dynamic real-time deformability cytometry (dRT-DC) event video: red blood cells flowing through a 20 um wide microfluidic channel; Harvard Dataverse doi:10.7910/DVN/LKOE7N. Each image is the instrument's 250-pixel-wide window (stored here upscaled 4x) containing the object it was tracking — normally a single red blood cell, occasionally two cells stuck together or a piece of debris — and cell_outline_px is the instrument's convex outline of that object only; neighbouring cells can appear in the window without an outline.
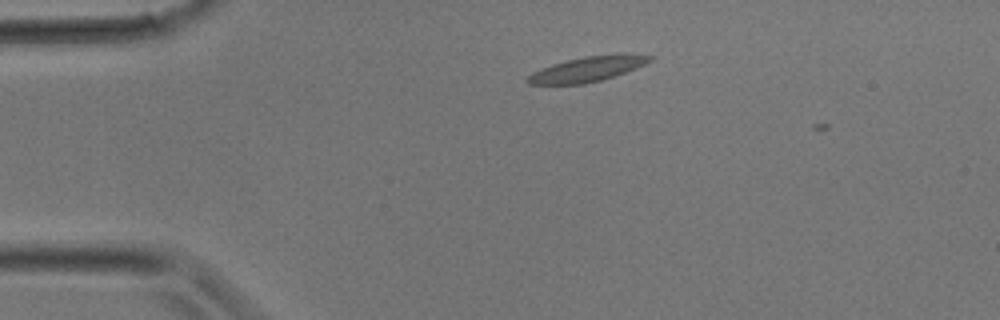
{"species": "common noctule bat (a hibernating species)", "species_latin": "Nyctalus noctula", "temperature_condition": "room temperature", "stored_images_in_passage": 4, "camera_frame_rate_fps": 3000, "um_per_image_px": 0.085, "animal": {"sex": "male", "body_mass_g": 17.9}, "frame": {"image": 1, "passage_image": 3, "time_ms": 0.667, "image_size_px": [1000, 320], "cell_outline_px": [[652, 60], [636, 68], [600, 80], [584, 84], [528, 84], [524, 80], [532, 72], [552, 64], [584, 56], [616, 52], [624, 52], [652, 56]], "centroid_in_image_um": [49.94, 5.84], "position_along_channel_um": 35.1, "area_um2": 17.98}}